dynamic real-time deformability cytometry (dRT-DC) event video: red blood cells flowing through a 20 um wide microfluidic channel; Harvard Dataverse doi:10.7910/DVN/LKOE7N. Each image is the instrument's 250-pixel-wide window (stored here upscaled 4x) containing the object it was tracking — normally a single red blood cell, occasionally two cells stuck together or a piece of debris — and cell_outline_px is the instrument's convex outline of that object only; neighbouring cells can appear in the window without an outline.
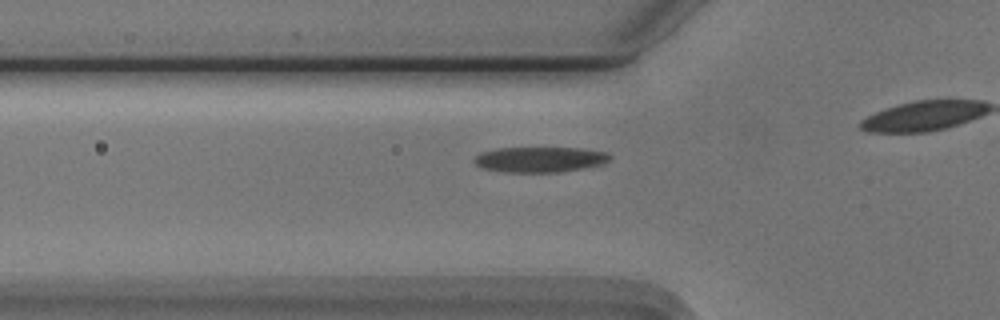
{"species": "Egyptian fruit bat (a non-hibernating species)", "species_latin": "Rousettus aegyptiacus", "temperature_condition": "cold", "stored_images_in_passage": 37, "camera_frame_rate_fps": 3000, "um_per_image_px": 0.085, "animal": {"sex": "male"}, "frame": {"image": 1, "passage_image": 12, "time_ms": 3.667, "image_size_px": [1000, 320], "cell_outline_px": [[612, 160], [604, 164], [560, 172], [508, 172], [480, 168], [472, 160], [480, 152], [496, 148], [580, 148], [608, 152], [612, 156]], "centroid_in_image_um": [45.91, 13.55], "position_along_channel_um": 79.9, "area_um2": 20.29}}
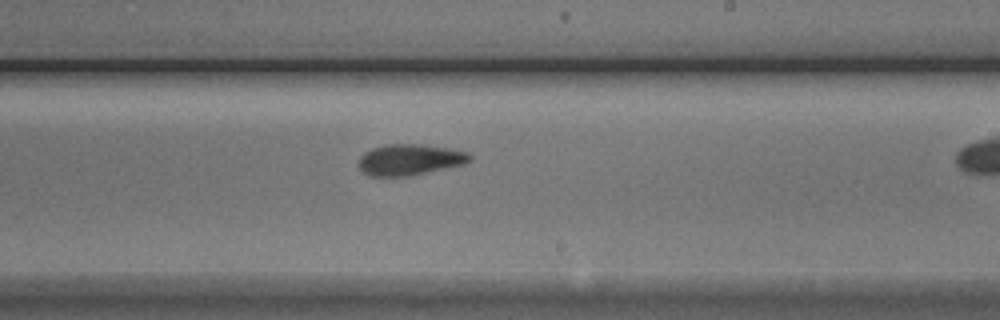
{"frame": {"image": 2, "passage_image": 26, "time_ms": 8.333, "image_size_px": [1000, 320], "cell_outline_px": [[472, 160], [464, 164], [408, 176], [368, 176], [360, 168], [360, 156], [364, 152], [372, 148], [384, 144], [424, 144], [448, 148], [468, 152], [472, 156]], "centroid_in_image_um": [34.84, 13.56], "position_along_channel_um": 254.2, "area_um2": 20.11}}
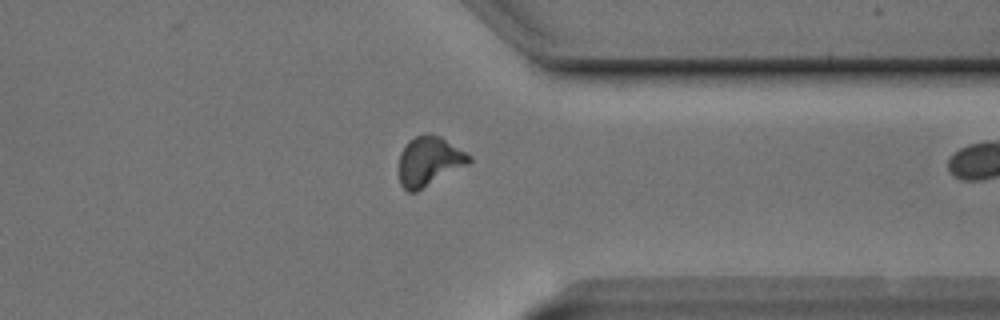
{"frame": {"image": 3, "passage_image": 36, "time_ms": 11.667, "image_size_px": [1000, 320], "cell_outline_px": [[472, 160], [468, 164], [416, 192], [408, 192], [400, 184], [400, 152], [408, 140], [424, 132], [428, 132], [440, 136], [472, 156]], "centroid_in_image_um": [36.47, 13.68], "position_along_channel_um": 374.9, "area_um2": 20.17}}